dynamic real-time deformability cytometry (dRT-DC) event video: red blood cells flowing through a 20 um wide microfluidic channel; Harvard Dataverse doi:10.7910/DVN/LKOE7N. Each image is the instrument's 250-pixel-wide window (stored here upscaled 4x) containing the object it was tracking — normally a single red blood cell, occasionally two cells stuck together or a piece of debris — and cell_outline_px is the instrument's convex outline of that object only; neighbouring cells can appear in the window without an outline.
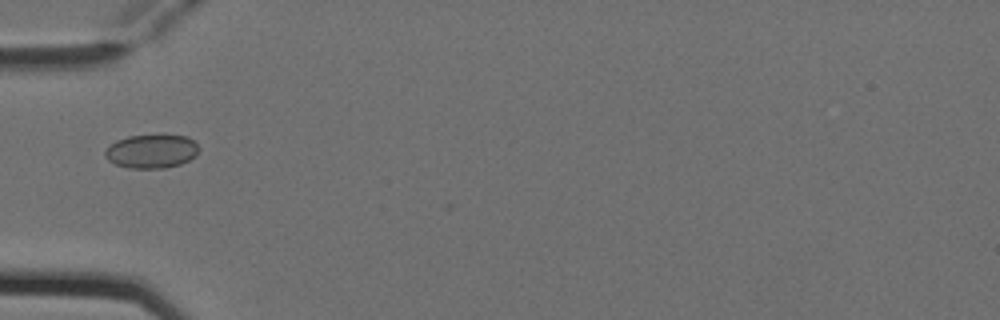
{"species": "Egyptian fruit bat (a non-hibernating species)", "species_latin": "Rousettus aegyptiacus", "temperature_condition": "cold", "stored_images_in_passage": 3, "camera_frame_rate_fps": 3000, "um_per_image_px": 0.085, "animal": {"sex": "female"}, "frame": {"image": 1, "passage_image": 2, "time_ms": 0.333, "image_size_px": [1000, 320], "cell_outline_px": [[200, 148], [196, 156], [180, 164], [164, 168], [128, 168], [116, 164], [108, 160], [104, 156], [104, 152], [116, 140], [128, 136], [188, 136]], "centroid_in_image_um": [12.88, 12.87], "position_along_channel_um": 72.1, "area_um2": 18.21}}
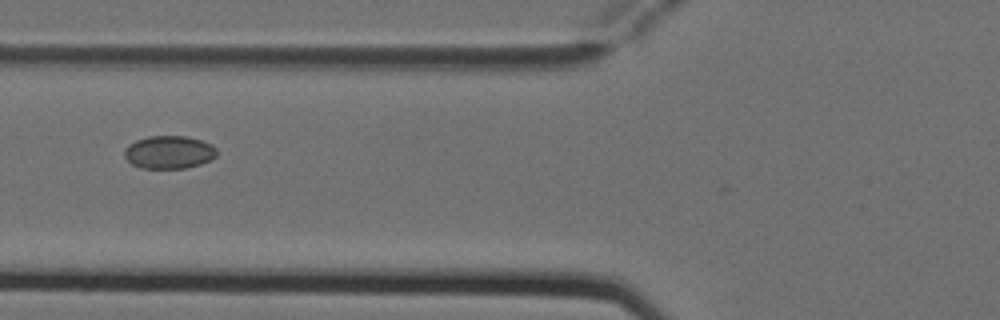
{"frame": {"image": 2, "passage_image": 3, "time_ms": 0.667, "image_size_px": [1000, 320], "cell_outline_px": [[216, 156], [212, 160], [200, 164], [184, 168], [140, 168], [132, 164], [124, 156], [124, 152], [128, 144], [136, 140], [148, 136], [188, 136], [212, 144], [216, 148]], "centroid_in_image_um": [14.37, 12.93], "position_along_channel_um": 111.4, "area_um2": 17.8}}